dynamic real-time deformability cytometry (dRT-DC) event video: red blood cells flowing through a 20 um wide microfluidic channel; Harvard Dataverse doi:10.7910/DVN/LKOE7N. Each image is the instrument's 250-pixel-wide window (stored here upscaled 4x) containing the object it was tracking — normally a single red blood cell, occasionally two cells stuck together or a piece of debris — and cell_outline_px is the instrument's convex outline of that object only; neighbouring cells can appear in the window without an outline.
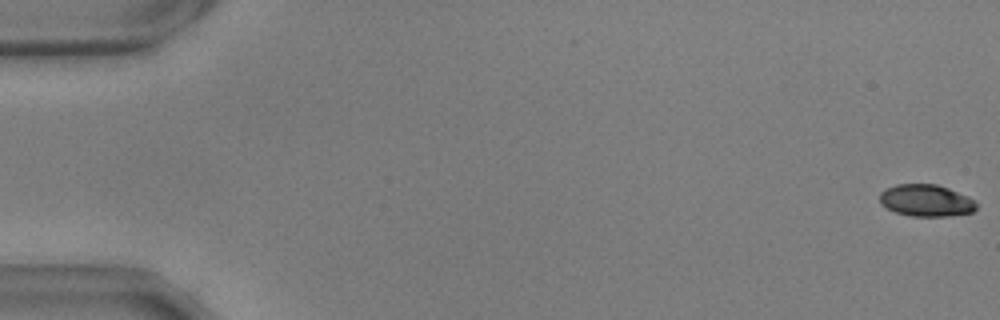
{"species": "common noctule bat (a hibernating species)", "species_latin": "Nyctalus noctula", "temperature_condition": "warm", "stored_images_in_passage": 20, "camera_frame_rate_fps": 3000, "um_per_image_px": 0.085, "animal": {"sex": "male", "body_mass_g": 17.9, "forearm_length_mm": 54.2}, "frame": {"image": 1, "passage_image": 1, "time_ms": 0.0, "image_size_px": [1000, 320], "cell_outline_px": [[976, 208], [972, 212], [948, 216], [912, 216], [896, 212], [880, 204], [880, 192], [896, 184], [936, 184], [948, 188], [968, 196], [976, 200]], "centroid_in_image_um": [78.73, 17.04], "position_along_channel_um": 6.3, "area_um2": 17.92}}